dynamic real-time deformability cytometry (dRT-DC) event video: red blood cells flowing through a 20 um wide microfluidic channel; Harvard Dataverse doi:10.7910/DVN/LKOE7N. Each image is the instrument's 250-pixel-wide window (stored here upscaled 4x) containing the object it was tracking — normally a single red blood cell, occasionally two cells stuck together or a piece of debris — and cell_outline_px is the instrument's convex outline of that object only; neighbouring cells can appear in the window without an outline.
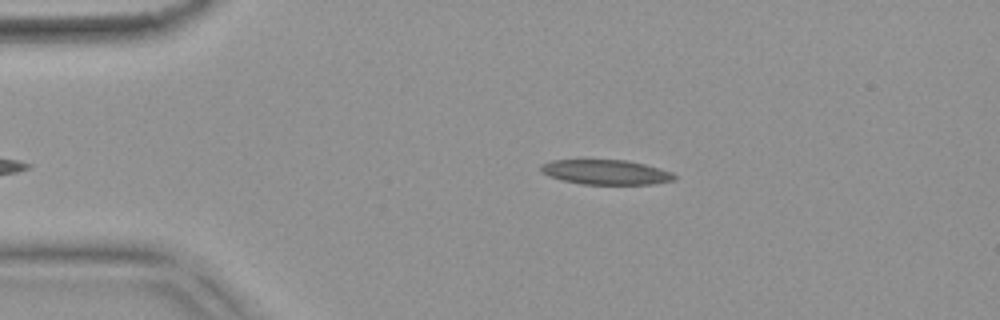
{"species": "common noctule bat (a hibernating species)", "species_latin": "Nyctalus noctula", "temperature_condition": "warm", "stored_images_in_passage": 10, "camera_frame_rate_fps": 3000, "um_per_image_px": 0.085, "animal": {"sex": "female", "body_mass_g": 18.4}, "frame": {"image": 1, "passage_image": 2, "time_ms": 0.333, "image_size_px": [1000, 320], "cell_outline_px": [[676, 180], [652, 184], [580, 184], [548, 176], [540, 172], [540, 164], [552, 160], [628, 160], [660, 168], [672, 172], [676, 176]], "centroid_in_image_um": [51.49, 14.63], "position_along_channel_um": 33.5, "area_um2": 19.36}}
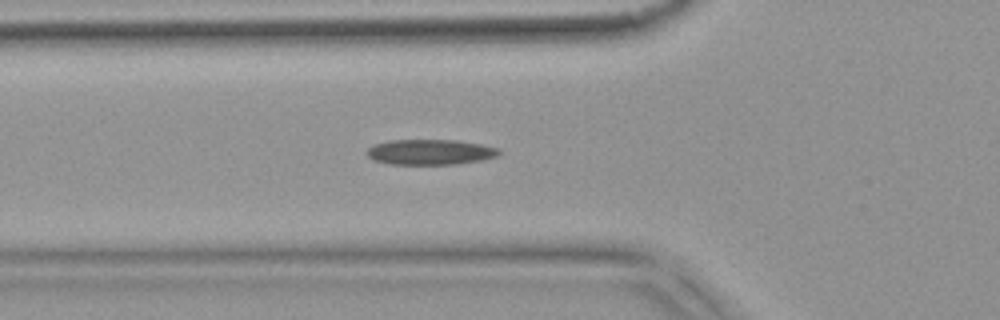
{"frame": {"image": 2, "passage_image": 10, "time_ms": 3.0, "image_size_px": [1000, 320], "cell_outline_px": [[504, 152], [500, 156], [480, 160], [456, 164], [388, 164], [372, 160], [364, 152], [372, 144], [392, 140], [456, 140], [480, 144], [500, 148]], "centroid_in_image_um": [36.57, 12.92], "position_along_channel_um": 89.2, "area_um2": 19.83}}